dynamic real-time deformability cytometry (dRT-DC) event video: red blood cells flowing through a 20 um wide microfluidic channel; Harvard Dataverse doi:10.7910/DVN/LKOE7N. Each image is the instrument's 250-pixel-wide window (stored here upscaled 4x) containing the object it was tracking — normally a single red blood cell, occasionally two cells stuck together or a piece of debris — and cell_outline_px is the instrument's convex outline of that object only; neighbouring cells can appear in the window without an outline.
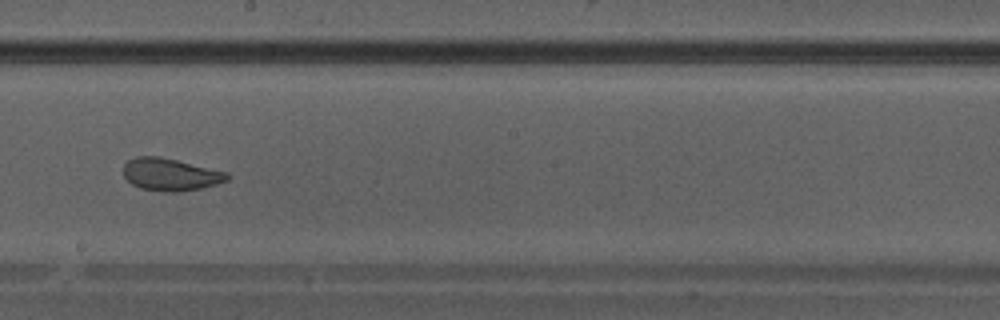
{"species": "Egyptian fruit bat (a non-hibernating species)", "species_latin": "Rousettus aegyptiacus", "temperature_condition": "warm", "stored_images_in_passage": 40, "camera_frame_rate_fps": 3000, "um_per_image_px": 0.085, "animal": {"sex": "male"}, "frame": {"image": 1, "passage_image": 23, "time_ms": 7.333, "image_size_px": [1000, 320], "cell_outline_px": [[228, 180], [216, 184], [200, 188], [180, 192], [164, 192], [140, 188], [132, 184], [124, 176], [124, 164], [128, 160], [136, 156], [160, 156], [228, 172]], "centroid_in_image_um": [14.47, 14.83], "position_along_channel_um": 233.7, "area_um2": 19.59}}